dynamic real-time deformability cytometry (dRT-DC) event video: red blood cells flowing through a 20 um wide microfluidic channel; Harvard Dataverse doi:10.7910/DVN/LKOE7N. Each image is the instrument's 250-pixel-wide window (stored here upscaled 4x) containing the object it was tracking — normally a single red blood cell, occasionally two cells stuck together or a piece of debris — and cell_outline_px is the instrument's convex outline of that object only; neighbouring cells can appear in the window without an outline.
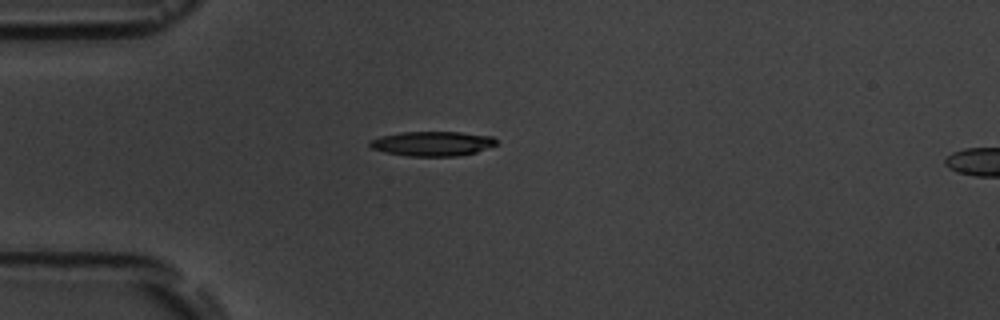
{"species": "common noctule bat (a hibernating species)", "species_latin": "Nyctalus noctula", "temperature_condition": "room temperature", "stored_images_in_passage": 2, "segment_of_instrument_passage": [1, 2], "camera_frame_rate_fps": 3000, "um_per_image_px": 0.085, "animal": {"sex": "male", "body_mass_g": 19.5, "forearm_length_mm": 54.6}, "frame": {"image": 1, "passage_image": 1, "time_ms": 0.0, "image_size_px": [1000, 320], "cell_outline_px": [[500, 144], [476, 152], [460, 156], [408, 156], [384, 152], [372, 148], [368, 144], [368, 140], [380, 136], [400, 132], [460, 132], [492, 136]], "centroid_in_image_um": [36.75, 12.21], "position_along_channel_um": 48.2, "area_um2": 18.38}}